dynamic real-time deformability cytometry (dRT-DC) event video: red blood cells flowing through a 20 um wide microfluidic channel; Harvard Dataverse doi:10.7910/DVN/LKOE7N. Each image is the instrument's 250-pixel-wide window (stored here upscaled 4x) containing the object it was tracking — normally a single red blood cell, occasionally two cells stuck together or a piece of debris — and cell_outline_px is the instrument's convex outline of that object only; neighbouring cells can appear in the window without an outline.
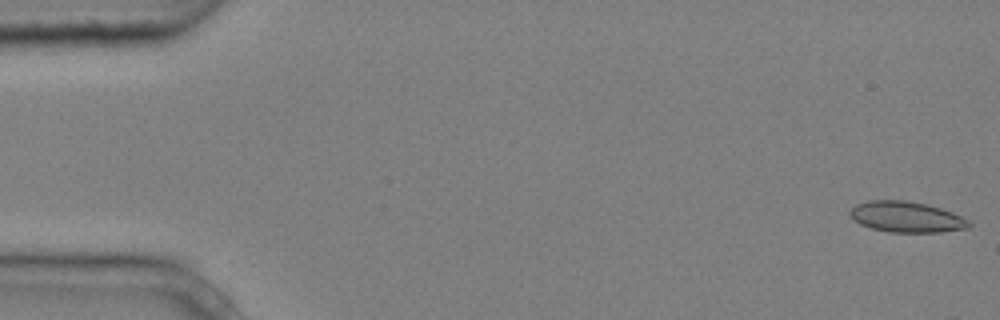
{"species": "common noctule bat (a hibernating species)", "species_latin": "Nyctalus noctula", "temperature_condition": "cold", "stored_images_in_passage": 6, "camera_frame_rate_fps": 3000, "um_per_image_px": 0.085, "animal": {"sex": "male", "body_mass_g": 20.4}, "frame": {"image": 1, "passage_image": 1, "time_ms": 0.0, "image_size_px": [1000, 320], "cell_outline_px": [[972, 224], [968, 228], [940, 232], [888, 232], [872, 228], [860, 224], [848, 216], [848, 212], [856, 204], [868, 200], [904, 200], [924, 204], [940, 208], [952, 212], [968, 220]], "centroid_in_image_um": [77.01, 18.44], "position_along_channel_um": 8.0, "area_um2": 21.33}}